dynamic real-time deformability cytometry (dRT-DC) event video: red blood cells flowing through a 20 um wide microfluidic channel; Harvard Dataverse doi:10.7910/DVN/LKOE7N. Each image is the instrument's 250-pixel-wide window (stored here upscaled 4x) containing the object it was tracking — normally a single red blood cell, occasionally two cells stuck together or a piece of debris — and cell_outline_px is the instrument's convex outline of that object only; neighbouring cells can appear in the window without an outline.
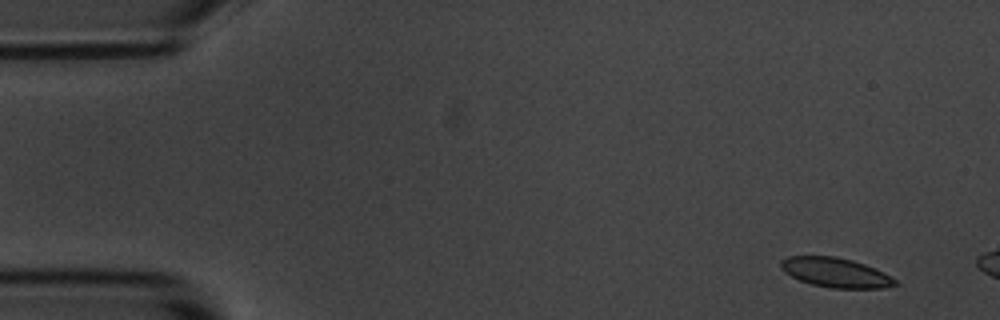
{"species": "common noctule bat (a hibernating species)", "species_latin": "Nyctalus noctula", "temperature_condition": "room temperature", "stored_images_in_passage": 5, "camera_frame_rate_fps": 3000, "um_per_image_px": 0.085, "animal": {"sex": "male", "body_mass_g": 20.1, "forearm_length_mm": 53.5}, "frame": {"image": 1, "passage_image": 2, "time_ms": 1.0, "image_size_px": [1000, 320], "cell_outline_px": [[900, 284], [880, 288], [832, 288], [812, 284], [800, 280], [784, 272], [780, 268], [780, 260], [788, 256], [836, 256], [852, 260], [864, 264], [896, 280]], "centroid_in_image_um": [70.97, 23.16], "position_along_channel_um": 14.0, "area_um2": 19.42}}